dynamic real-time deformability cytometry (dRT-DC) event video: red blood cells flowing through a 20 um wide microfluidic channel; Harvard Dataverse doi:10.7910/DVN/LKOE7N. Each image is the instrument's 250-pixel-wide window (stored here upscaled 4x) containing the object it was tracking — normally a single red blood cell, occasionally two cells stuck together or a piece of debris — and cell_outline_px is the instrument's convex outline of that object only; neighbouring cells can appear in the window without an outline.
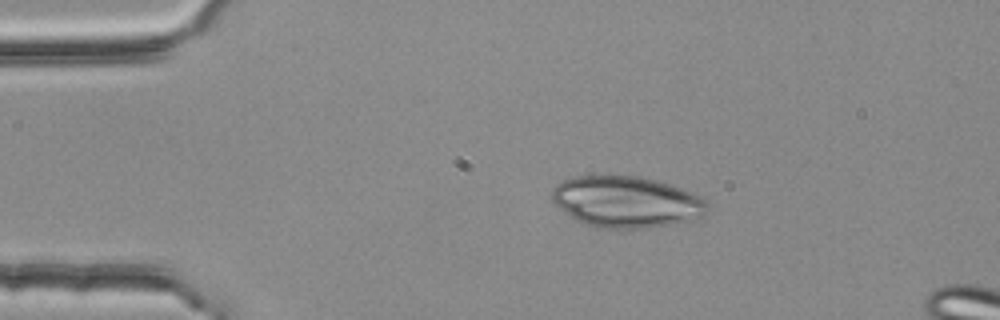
{"species": "common noctule bat (a hibernating species)", "species_latin": "Nyctalus noctula", "temperature_condition": "room temperature", "stored_images_in_passage": 3, "camera_frame_rate_fps": 3000, "um_per_image_px": 0.085, "animal": {"sex": "female", "body_mass_g": 25.1}, "frame": {"image": 1, "passage_image": 2, "time_ms": 0.333, "image_size_px": [1000, 320], "cell_outline_px": [[708, 212], [704, 216], [672, 224], [640, 228], [600, 228], [576, 220], [564, 212], [552, 200], [552, 188], [556, 184], [572, 176], [640, 176], [668, 184], [692, 192], [708, 200]], "centroid_in_image_um": [53.25, 17.15], "position_along_channel_um": 31.8, "area_um2": 46.3}}